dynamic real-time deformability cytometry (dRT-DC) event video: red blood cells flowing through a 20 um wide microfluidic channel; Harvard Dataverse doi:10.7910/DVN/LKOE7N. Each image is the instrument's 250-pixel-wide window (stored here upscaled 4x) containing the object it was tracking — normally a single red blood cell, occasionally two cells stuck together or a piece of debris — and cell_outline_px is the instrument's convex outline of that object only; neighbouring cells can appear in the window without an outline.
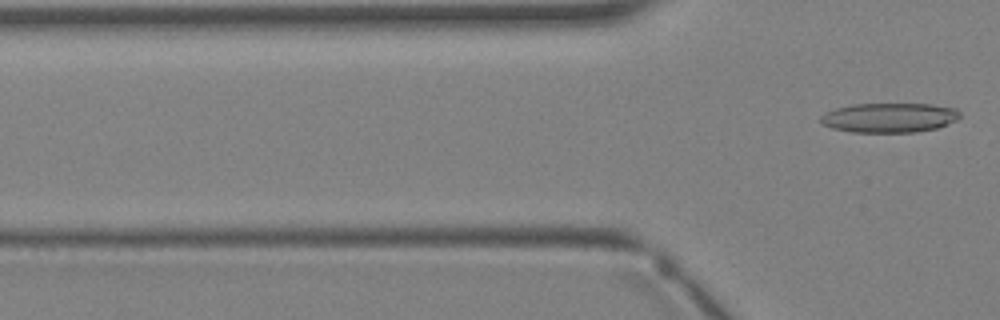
{"species": "Egyptian fruit bat (a non-hibernating species)", "species_latin": "Rousettus aegyptiacus", "temperature_condition": "warm", "stored_images_in_passage": 2, "camera_frame_rate_fps": 3000, "um_per_image_px": 0.085, "animal": {"sex": "female"}, "frame": {"image": 1, "passage_image": 2, "time_ms": 1.333, "image_size_px": [1000, 320], "cell_outline_px": [[960, 116], [956, 120], [936, 128], [916, 132], [852, 132], [832, 128], [824, 124], [820, 120], [820, 116], [836, 108], [852, 104], [932, 104], [956, 108], [960, 112]], "centroid_in_image_um": [75.61, 10.0], "position_along_channel_um": 50.2, "area_um2": 23.87}}